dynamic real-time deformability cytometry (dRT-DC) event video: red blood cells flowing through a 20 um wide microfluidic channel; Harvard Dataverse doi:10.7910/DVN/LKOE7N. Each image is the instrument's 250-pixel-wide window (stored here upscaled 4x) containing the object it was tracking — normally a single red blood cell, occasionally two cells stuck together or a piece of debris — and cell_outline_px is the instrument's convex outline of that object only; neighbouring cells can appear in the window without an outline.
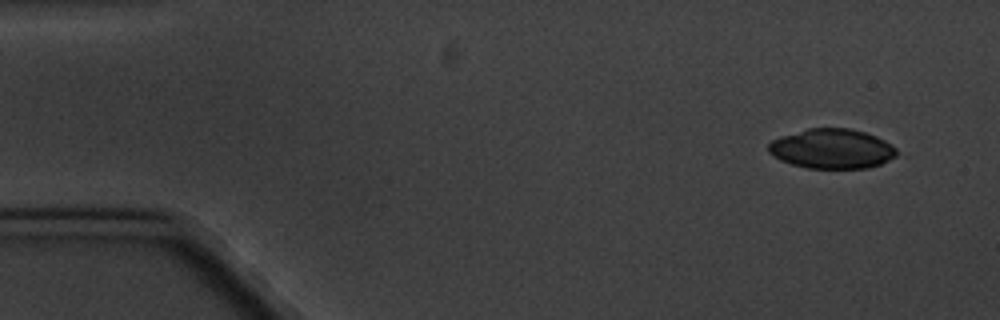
{"species": "common noctule bat (a hibernating species)", "species_latin": "Nyctalus noctula", "temperature_condition": "cold", "stored_images_in_passage": 7, "camera_frame_rate_fps": 3000, "um_per_image_px": 0.085, "animal": {"sex": "male", "body_mass_g": 20.1, "forearm_length_mm": 53.5}, "frame": {"image": 1, "passage_image": 1, "time_ms": 0.0, "image_size_px": [1000, 320], "cell_outline_px": [[896, 156], [880, 164], [868, 168], [808, 168], [792, 164], [780, 160], [772, 156], [768, 152], [768, 144], [772, 140], [780, 136], [808, 128], [848, 128], [864, 132], [876, 136], [892, 144], [896, 148]], "centroid_in_image_um": [70.69, 12.64], "position_along_channel_um": 14.3, "area_um2": 29.71}}